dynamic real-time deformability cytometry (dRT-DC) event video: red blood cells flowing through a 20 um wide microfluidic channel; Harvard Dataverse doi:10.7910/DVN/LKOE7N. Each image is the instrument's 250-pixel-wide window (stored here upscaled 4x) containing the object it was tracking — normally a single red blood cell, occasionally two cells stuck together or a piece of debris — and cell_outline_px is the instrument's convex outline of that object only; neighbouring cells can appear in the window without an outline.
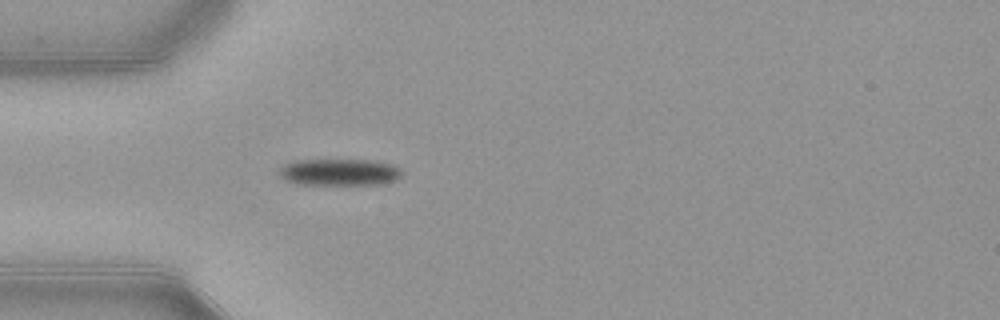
{"species": "common noctule bat (a hibernating species)", "species_latin": "Nyctalus noctula", "temperature_condition": "warm", "stored_images_in_passage": 38, "camera_frame_rate_fps": 3000, "um_per_image_px": 0.085, "animal": {"sex": "female", "body_mass_g": 21.9}, "frame": {"image": 1, "passage_image": 1, "time_ms": 0.0, "image_size_px": [1000, 320], "cell_outline_px": [[400, 176], [392, 180], [380, 184], [300, 184], [284, 180], [276, 172], [284, 164], [292, 160], [376, 160], [392, 164], [400, 168]], "centroid_in_image_um": [28.78, 14.62], "position_along_channel_um": 56.2, "area_um2": 19.13}}
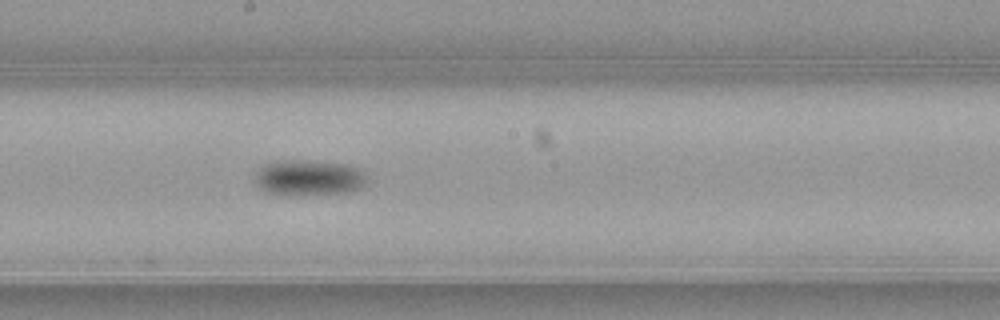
{"frame": {"image": 2, "passage_image": 14, "time_ms": 4.333, "image_size_px": [1000, 320], "cell_outline_px": [[368, 180], [364, 188], [352, 192], [296, 196], [284, 196], [264, 192], [256, 184], [252, 176], [264, 164], [276, 160], [308, 160], [348, 164], [360, 168], [368, 176]], "centroid_in_image_um": [26.26, 15.12], "position_along_channel_um": 221.9, "area_um2": 24.45}}
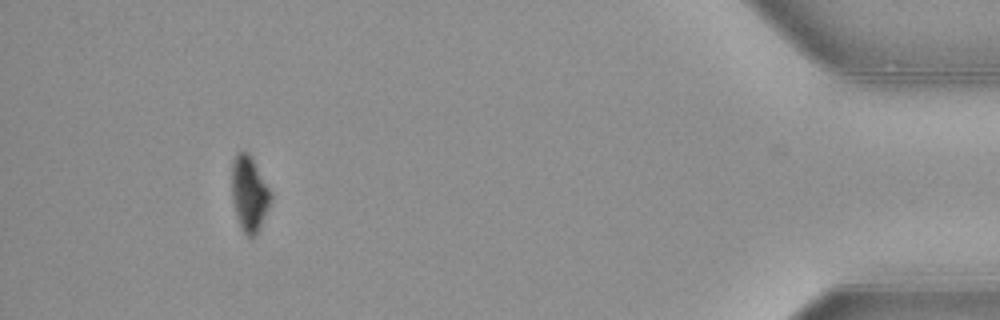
{"frame": {"image": 3, "passage_image": 34, "time_ms": 11.0, "image_size_px": [1000, 320], "cell_outline_px": [[272, 196], [268, 208], [260, 228], [256, 236], [248, 236], [240, 228], [236, 216], [232, 200], [232, 160], [236, 152], [248, 152], [252, 156]], "centroid_in_image_um": [21.16, 16.46], "position_along_channel_um": 414.0, "area_um2": 17.05}, "authors_computed_cell_mechanics": {"area_um2": 20.6057, "velocity_mm_per_s": 3.9079, "shape_relaxation_time_tau1_ms": 2.5426, "shape_relaxation_time_tau2_ms": null, "deformation_change_tau1": 0.1417, "deformation_change_tau2": null}}